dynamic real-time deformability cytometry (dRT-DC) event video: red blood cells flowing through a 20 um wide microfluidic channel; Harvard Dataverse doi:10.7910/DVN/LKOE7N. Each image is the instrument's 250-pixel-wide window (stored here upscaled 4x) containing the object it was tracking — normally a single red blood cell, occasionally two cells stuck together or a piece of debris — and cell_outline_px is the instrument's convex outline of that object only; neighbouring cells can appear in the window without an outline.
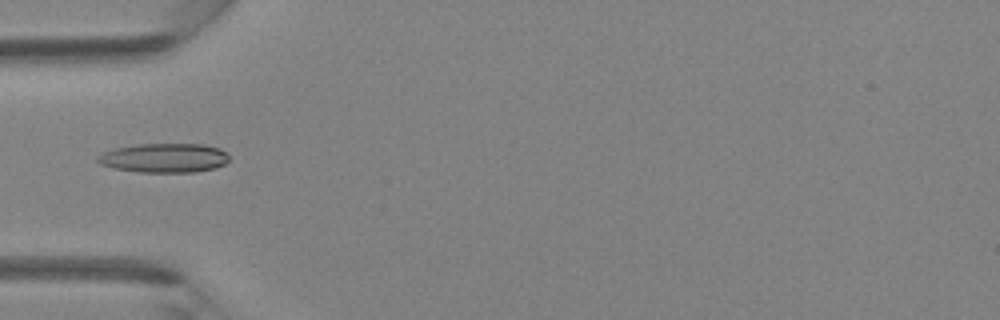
{"species": "Egyptian fruit bat (a non-hibernating species)", "species_latin": "Rousettus aegyptiacus", "temperature_condition": "room temperature", "stored_images_in_passage": 34, "camera_frame_rate_fps": 3000, "um_per_image_px": 0.085, "animal": {"sex": "female"}, "frame": {"image": 1, "passage_image": 6, "time_ms": 1.667, "image_size_px": [1000, 320], "cell_outline_px": [[228, 160], [224, 164], [216, 168], [196, 172], [140, 172], [112, 168], [100, 164], [96, 160], [96, 156], [104, 152], [116, 148], [140, 144], [204, 144], [220, 148], [228, 156]], "centroid_in_image_um": [13.95, 13.43], "position_along_channel_um": 71.1, "area_um2": 22.43}}
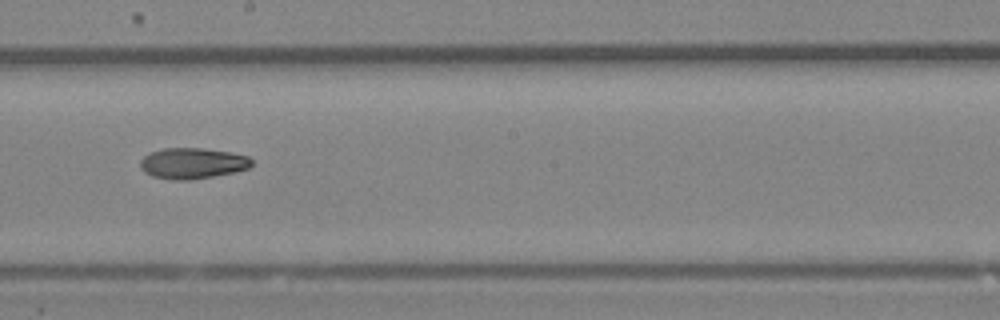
{"frame": {"image": 2, "passage_image": 16, "time_ms": 5.0, "image_size_px": [1000, 320], "cell_outline_px": [[252, 164], [248, 168], [236, 172], [188, 180], [172, 180], [152, 176], [144, 172], [140, 168], [140, 160], [144, 156], [152, 152], [164, 148], [204, 148], [232, 152], [248, 156], [252, 160]], "centroid_in_image_um": [16.36, 13.88], "position_along_channel_um": 231.8, "area_um2": 20.11}}
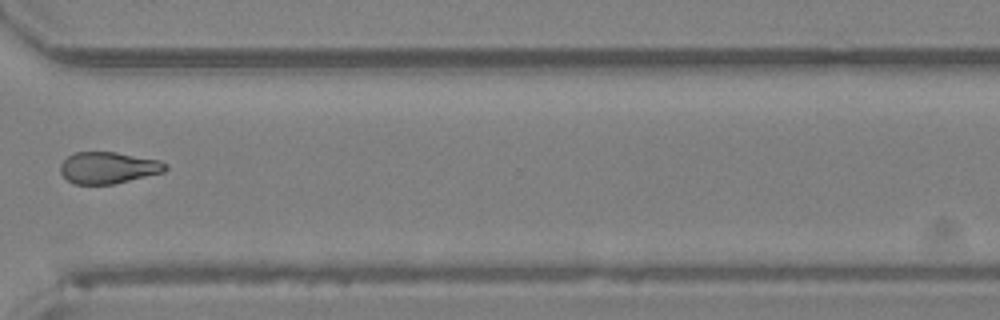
{"frame": {"image": 3, "passage_image": 24, "time_ms": 7.667, "image_size_px": [1000, 320], "cell_outline_px": [[168, 168], [164, 172], [112, 184], [76, 184], [68, 180], [60, 172], [60, 164], [68, 156], [76, 152], [116, 152], [160, 160], [168, 164]], "centroid_in_image_um": [9.22, 14.25], "position_along_channel_um": 361.4, "area_um2": 19.31}}